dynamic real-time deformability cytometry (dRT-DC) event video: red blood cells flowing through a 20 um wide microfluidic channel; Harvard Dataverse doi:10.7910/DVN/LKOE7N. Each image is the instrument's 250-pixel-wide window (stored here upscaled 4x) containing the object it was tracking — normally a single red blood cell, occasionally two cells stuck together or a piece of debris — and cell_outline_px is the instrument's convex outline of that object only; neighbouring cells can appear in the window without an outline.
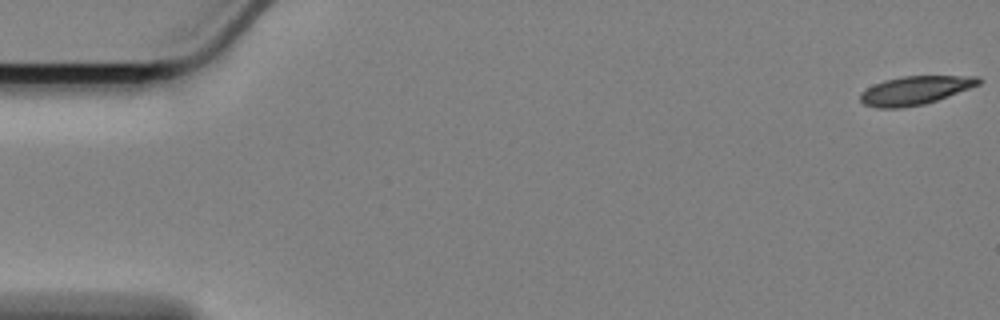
{"species": "Egyptian fruit bat (a non-hibernating species)", "species_latin": "Rousettus aegyptiacus", "temperature_condition": "cold", "stored_images_in_passage": 60, "segment_of_instrument_passage": [1, 2], "camera_frame_rate_fps": 3000, "um_per_image_px": 0.085, "animal": {"sex": "female"}, "frame": {"image": 1, "passage_image": 1, "time_ms": 0.0, "image_size_px": [1000, 320], "cell_outline_px": [[984, 80], [980, 84], [936, 100], [924, 104], [900, 108], [876, 108], [864, 104], [860, 100], [860, 92], [884, 80], [904, 76], [980, 76]], "centroid_in_image_um": [77.79, 7.68], "position_along_channel_um": 7.2, "area_um2": 19.54}}
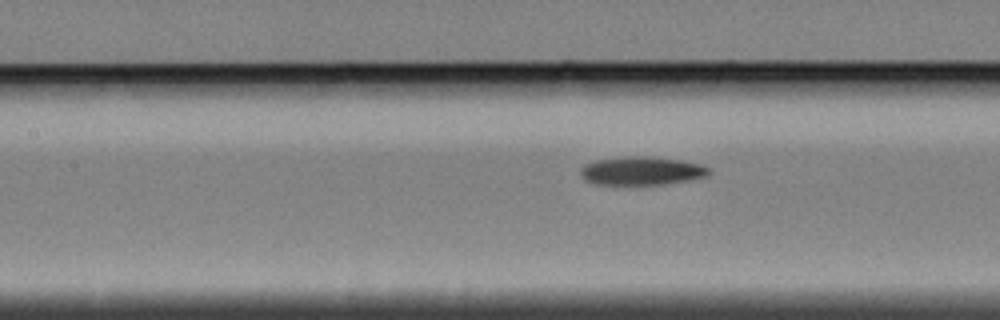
{"frame": {"image": 2, "passage_image": 26, "time_ms": 8.333, "image_size_px": [1000, 320], "cell_outline_px": [[708, 176], [688, 180], [664, 184], [596, 184], [584, 180], [580, 176], [580, 168], [584, 164], [592, 160], [624, 156], [652, 156], [680, 160], [700, 164], [708, 168]], "centroid_in_image_um": [54.46, 14.51], "position_along_channel_um": 152.9, "area_um2": 21.39}}
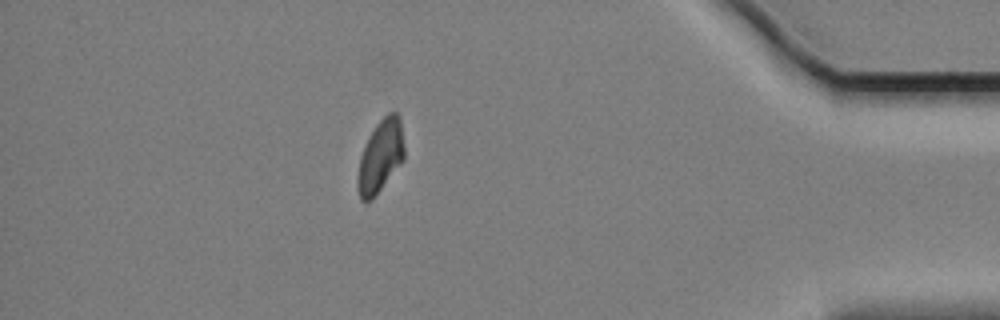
{"frame": {"image": 3, "passage_image": 52, "time_ms": 17.0, "image_size_px": [1000, 320], "cell_outline_px": [[404, 160], [372, 200], [364, 204], [360, 200], [356, 184], [356, 180], [360, 156], [376, 124], [388, 112], [396, 112], [400, 116], [404, 148]], "centroid_in_image_um": [32.33, 13.33], "position_along_channel_um": 402.9, "area_um2": 19.83}}